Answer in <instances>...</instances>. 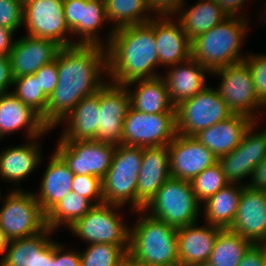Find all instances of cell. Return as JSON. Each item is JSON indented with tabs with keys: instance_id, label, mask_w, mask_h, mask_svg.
<instances>
[{
	"instance_id": "obj_1",
	"label": "cell",
	"mask_w": 266,
	"mask_h": 266,
	"mask_svg": "<svg viewBox=\"0 0 266 266\" xmlns=\"http://www.w3.org/2000/svg\"><path fill=\"white\" fill-rule=\"evenodd\" d=\"M104 46L77 44L58 50V82L41 119L49 129L62 122L82 98L94 94L106 84L104 79L101 80L104 78L102 74H107Z\"/></svg>"
},
{
	"instance_id": "obj_2",
	"label": "cell",
	"mask_w": 266,
	"mask_h": 266,
	"mask_svg": "<svg viewBox=\"0 0 266 266\" xmlns=\"http://www.w3.org/2000/svg\"><path fill=\"white\" fill-rule=\"evenodd\" d=\"M107 36V74L116 85L138 79H152L159 65L154 18L143 24L111 29Z\"/></svg>"
},
{
	"instance_id": "obj_3",
	"label": "cell",
	"mask_w": 266,
	"mask_h": 266,
	"mask_svg": "<svg viewBox=\"0 0 266 266\" xmlns=\"http://www.w3.org/2000/svg\"><path fill=\"white\" fill-rule=\"evenodd\" d=\"M247 22V18L240 15L228 16L191 41V58L210 73L243 62L246 56L239 51L247 31Z\"/></svg>"
},
{
	"instance_id": "obj_4",
	"label": "cell",
	"mask_w": 266,
	"mask_h": 266,
	"mask_svg": "<svg viewBox=\"0 0 266 266\" xmlns=\"http://www.w3.org/2000/svg\"><path fill=\"white\" fill-rule=\"evenodd\" d=\"M130 229L128 262L133 266H169L179 263L177 228L143 215Z\"/></svg>"
},
{
	"instance_id": "obj_5",
	"label": "cell",
	"mask_w": 266,
	"mask_h": 266,
	"mask_svg": "<svg viewBox=\"0 0 266 266\" xmlns=\"http://www.w3.org/2000/svg\"><path fill=\"white\" fill-rule=\"evenodd\" d=\"M142 157L143 147L116 145L111 166L102 179L104 203L124 206L129 202L137 211V182Z\"/></svg>"
},
{
	"instance_id": "obj_6",
	"label": "cell",
	"mask_w": 266,
	"mask_h": 266,
	"mask_svg": "<svg viewBox=\"0 0 266 266\" xmlns=\"http://www.w3.org/2000/svg\"><path fill=\"white\" fill-rule=\"evenodd\" d=\"M149 208L151 217L180 228L197 223L200 202L190 181L170 177L143 211Z\"/></svg>"
},
{
	"instance_id": "obj_7",
	"label": "cell",
	"mask_w": 266,
	"mask_h": 266,
	"mask_svg": "<svg viewBox=\"0 0 266 266\" xmlns=\"http://www.w3.org/2000/svg\"><path fill=\"white\" fill-rule=\"evenodd\" d=\"M0 227L11 241L44 231L46 214L34 193L20 189L8 193L0 209Z\"/></svg>"
},
{
	"instance_id": "obj_8",
	"label": "cell",
	"mask_w": 266,
	"mask_h": 266,
	"mask_svg": "<svg viewBox=\"0 0 266 266\" xmlns=\"http://www.w3.org/2000/svg\"><path fill=\"white\" fill-rule=\"evenodd\" d=\"M175 108L177 133L186 136H195L201 130L233 114L221 98L219 91L209 86L194 97L182 101Z\"/></svg>"
},
{
	"instance_id": "obj_9",
	"label": "cell",
	"mask_w": 266,
	"mask_h": 266,
	"mask_svg": "<svg viewBox=\"0 0 266 266\" xmlns=\"http://www.w3.org/2000/svg\"><path fill=\"white\" fill-rule=\"evenodd\" d=\"M176 134V113L146 114L131 107L124 119L122 144L167 146Z\"/></svg>"
},
{
	"instance_id": "obj_10",
	"label": "cell",
	"mask_w": 266,
	"mask_h": 266,
	"mask_svg": "<svg viewBox=\"0 0 266 266\" xmlns=\"http://www.w3.org/2000/svg\"><path fill=\"white\" fill-rule=\"evenodd\" d=\"M119 205H95L85 216L76 220L69 230L88 244L130 245V229L113 210Z\"/></svg>"
},
{
	"instance_id": "obj_11",
	"label": "cell",
	"mask_w": 266,
	"mask_h": 266,
	"mask_svg": "<svg viewBox=\"0 0 266 266\" xmlns=\"http://www.w3.org/2000/svg\"><path fill=\"white\" fill-rule=\"evenodd\" d=\"M55 152L75 174L97 176L101 180L108 172L115 144L95 140H59Z\"/></svg>"
},
{
	"instance_id": "obj_12",
	"label": "cell",
	"mask_w": 266,
	"mask_h": 266,
	"mask_svg": "<svg viewBox=\"0 0 266 266\" xmlns=\"http://www.w3.org/2000/svg\"><path fill=\"white\" fill-rule=\"evenodd\" d=\"M221 77L217 89L221 98L233 114H242L255 121L254 109L266 106L257 98L250 69L243 61L218 69L212 74Z\"/></svg>"
},
{
	"instance_id": "obj_13",
	"label": "cell",
	"mask_w": 266,
	"mask_h": 266,
	"mask_svg": "<svg viewBox=\"0 0 266 266\" xmlns=\"http://www.w3.org/2000/svg\"><path fill=\"white\" fill-rule=\"evenodd\" d=\"M27 35L55 41L61 47L77 45L65 34L71 33L65 21L63 0H33L23 6Z\"/></svg>"
},
{
	"instance_id": "obj_14",
	"label": "cell",
	"mask_w": 266,
	"mask_h": 266,
	"mask_svg": "<svg viewBox=\"0 0 266 266\" xmlns=\"http://www.w3.org/2000/svg\"><path fill=\"white\" fill-rule=\"evenodd\" d=\"M128 89L109 82L100 89V117L95 141L122 144L124 119L131 108Z\"/></svg>"
},
{
	"instance_id": "obj_15",
	"label": "cell",
	"mask_w": 266,
	"mask_h": 266,
	"mask_svg": "<svg viewBox=\"0 0 266 266\" xmlns=\"http://www.w3.org/2000/svg\"><path fill=\"white\" fill-rule=\"evenodd\" d=\"M170 176L191 181L206 168L218 162V158L194 136L176 134L167 145Z\"/></svg>"
},
{
	"instance_id": "obj_16",
	"label": "cell",
	"mask_w": 266,
	"mask_h": 266,
	"mask_svg": "<svg viewBox=\"0 0 266 266\" xmlns=\"http://www.w3.org/2000/svg\"><path fill=\"white\" fill-rule=\"evenodd\" d=\"M229 229L252 244H266V191L245 184L235 219Z\"/></svg>"
},
{
	"instance_id": "obj_17",
	"label": "cell",
	"mask_w": 266,
	"mask_h": 266,
	"mask_svg": "<svg viewBox=\"0 0 266 266\" xmlns=\"http://www.w3.org/2000/svg\"><path fill=\"white\" fill-rule=\"evenodd\" d=\"M63 8L70 32L80 35L77 44L103 45L96 32L108 21L105 0H63Z\"/></svg>"
},
{
	"instance_id": "obj_18",
	"label": "cell",
	"mask_w": 266,
	"mask_h": 266,
	"mask_svg": "<svg viewBox=\"0 0 266 266\" xmlns=\"http://www.w3.org/2000/svg\"><path fill=\"white\" fill-rule=\"evenodd\" d=\"M170 177L168 147H143L137 182L138 213L144 212L143 209Z\"/></svg>"
},
{
	"instance_id": "obj_19",
	"label": "cell",
	"mask_w": 266,
	"mask_h": 266,
	"mask_svg": "<svg viewBox=\"0 0 266 266\" xmlns=\"http://www.w3.org/2000/svg\"><path fill=\"white\" fill-rule=\"evenodd\" d=\"M60 48L55 41L46 38L27 35L15 40L9 55L13 77L34 74L55 60Z\"/></svg>"
},
{
	"instance_id": "obj_20",
	"label": "cell",
	"mask_w": 266,
	"mask_h": 266,
	"mask_svg": "<svg viewBox=\"0 0 266 266\" xmlns=\"http://www.w3.org/2000/svg\"><path fill=\"white\" fill-rule=\"evenodd\" d=\"M161 17V18H160ZM156 18V19H155ZM154 34L157 44L159 65L174 66L191 58V40L180 23L173 22L169 15H156Z\"/></svg>"
},
{
	"instance_id": "obj_21",
	"label": "cell",
	"mask_w": 266,
	"mask_h": 266,
	"mask_svg": "<svg viewBox=\"0 0 266 266\" xmlns=\"http://www.w3.org/2000/svg\"><path fill=\"white\" fill-rule=\"evenodd\" d=\"M255 121L242 114H232L227 119L201 130L194 137L219 159L235 149L245 131Z\"/></svg>"
},
{
	"instance_id": "obj_22",
	"label": "cell",
	"mask_w": 266,
	"mask_h": 266,
	"mask_svg": "<svg viewBox=\"0 0 266 266\" xmlns=\"http://www.w3.org/2000/svg\"><path fill=\"white\" fill-rule=\"evenodd\" d=\"M27 127L29 139H35L50 129L41 117L13 93L0 94V139L18 129Z\"/></svg>"
},
{
	"instance_id": "obj_23",
	"label": "cell",
	"mask_w": 266,
	"mask_h": 266,
	"mask_svg": "<svg viewBox=\"0 0 266 266\" xmlns=\"http://www.w3.org/2000/svg\"><path fill=\"white\" fill-rule=\"evenodd\" d=\"M206 225L199 227L197 224H191L177 228L179 263L195 266L209 260L218 233L222 229Z\"/></svg>"
},
{
	"instance_id": "obj_24",
	"label": "cell",
	"mask_w": 266,
	"mask_h": 266,
	"mask_svg": "<svg viewBox=\"0 0 266 266\" xmlns=\"http://www.w3.org/2000/svg\"><path fill=\"white\" fill-rule=\"evenodd\" d=\"M204 72L209 73L199 62L190 58L171 67L166 77L163 76L170 100L175 107L207 87Z\"/></svg>"
},
{
	"instance_id": "obj_25",
	"label": "cell",
	"mask_w": 266,
	"mask_h": 266,
	"mask_svg": "<svg viewBox=\"0 0 266 266\" xmlns=\"http://www.w3.org/2000/svg\"><path fill=\"white\" fill-rule=\"evenodd\" d=\"M53 230L48 227L31 237L10 241L9 247L0 266H49L50 262V235Z\"/></svg>"
},
{
	"instance_id": "obj_26",
	"label": "cell",
	"mask_w": 266,
	"mask_h": 266,
	"mask_svg": "<svg viewBox=\"0 0 266 266\" xmlns=\"http://www.w3.org/2000/svg\"><path fill=\"white\" fill-rule=\"evenodd\" d=\"M73 178L74 173L68 165L56 152L53 153L43 175L40 192L38 195L34 193L45 214L72 191Z\"/></svg>"
},
{
	"instance_id": "obj_27",
	"label": "cell",
	"mask_w": 266,
	"mask_h": 266,
	"mask_svg": "<svg viewBox=\"0 0 266 266\" xmlns=\"http://www.w3.org/2000/svg\"><path fill=\"white\" fill-rule=\"evenodd\" d=\"M100 90L84 97L73 110L62 120L68 121L60 140H94L97 134L100 117Z\"/></svg>"
},
{
	"instance_id": "obj_28",
	"label": "cell",
	"mask_w": 266,
	"mask_h": 266,
	"mask_svg": "<svg viewBox=\"0 0 266 266\" xmlns=\"http://www.w3.org/2000/svg\"><path fill=\"white\" fill-rule=\"evenodd\" d=\"M135 83H137V88L134 92L128 90L132 108L146 114L176 113L163 77L138 79L124 86L129 87Z\"/></svg>"
},
{
	"instance_id": "obj_29",
	"label": "cell",
	"mask_w": 266,
	"mask_h": 266,
	"mask_svg": "<svg viewBox=\"0 0 266 266\" xmlns=\"http://www.w3.org/2000/svg\"><path fill=\"white\" fill-rule=\"evenodd\" d=\"M33 142V143H31ZM30 141L27 145L7 148L0 153V176L6 181L23 180L41 162L39 144Z\"/></svg>"
},
{
	"instance_id": "obj_30",
	"label": "cell",
	"mask_w": 266,
	"mask_h": 266,
	"mask_svg": "<svg viewBox=\"0 0 266 266\" xmlns=\"http://www.w3.org/2000/svg\"><path fill=\"white\" fill-rule=\"evenodd\" d=\"M180 13L177 21L191 41L228 17L214 0H201Z\"/></svg>"
},
{
	"instance_id": "obj_31",
	"label": "cell",
	"mask_w": 266,
	"mask_h": 266,
	"mask_svg": "<svg viewBox=\"0 0 266 266\" xmlns=\"http://www.w3.org/2000/svg\"><path fill=\"white\" fill-rule=\"evenodd\" d=\"M235 185L229 183L204 202L207 224L221 229L231 227L238 210L241 191L245 186Z\"/></svg>"
},
{
	"instance_id": "obj_32",
	"label": "cell",
	"mask_w": 266,
	"mask_h": 266,
	"mask_svg": "<svg viewBox=\"0 0 266 266\" xmlns=\"http://www.w3.org/2000/svg\"><path fill=\"white\" fill-rule=\"evenodd\" d=\"M252 243L230 229H222L216 238L209 262L214 266H238Z\"/></svg>"
},
{
	"instance_id": "obj_33",
	"label": "cell",
	"mask_w": 266,
	"mask_h": 266,
	"mask_svg": "<svg viewBox=\"0 0 266 266\" xmlns=\"http://www.w3.org/2000/svg\"><path fill=\"white\" fill-rule=\"evenodd\" d=\"M91 202L75 191H71L46 214V224L51 230H57L59 225L66 224L68 228L78 219L85 216L93 207Z\"/></svg>"
},
{
	"instance_id": "obj_34",
	"label": "cell",
	"mask_w": 266,
	"mask_h": 266,
	"mask_svg": "<svg viewBox=\"0 0 266 266\" xmlns=\"http://www.w3.org/2000/svg\"><path fill=\"white\" fill-rule=\"evenodd\" d=\"M105 8L107 20L115 26L113 29L143 24L153 18L146 14L151 13L146 0H105Z\"/></svg>"
},
{
	"instance_id": "obj_35",
	"label": "cell",
	"mask_w": 266,
	"mask_h": 266,
	"mask_svg": "<svg viewBox=\"0 0 266 266\" xmlns=\"http://www.w3.org/2000/svg\"><path fill=\"white\" fill-rule=\"evenodd\" d=\"M80 253L81 266H125L130 245L94 243Z\"/></svg>"
},
{
	"instance_id": "obj_36",
	"label": "cell",
	"mask_w": 266,
	"mask_h": 266,
	"mask_svg": "<svg viewBox=\"0 0 266 266\" xmlns=\"http://www.w3.org/2000/svg\"><path fill=\"white\" fill-rule=\"evenodd\" d=\"M13 85L16 86L15 90L10 92L34 110L42 119L45 116L49 97L40 89L39 80L35 74L14 78Z\"/></svg>"
},
{
	"instance_id": "obj_37",
	"label": "cell",
	"mask_w": 266,
	"mask_h": 266,
	"mask_svg": "<svg viewBox=\"0 0 266 266\" xmlns=\"http://www.w3.org/2000/svg\"><path fill=\"white\" fill-rule=\"evenodd\" d=\"M218 162L230 184L238 183L247 176L252 178L254 170L248 165L247 135L244 134L240 144L230 153L220 157Z\"/></svg>"
},
{
	"instance_id": "obj_38",
	"label": "cell",
	"mask_w": 266,
	"mask_h": 266,
	"mask_svg": "<svg viewBox=\"0 0 266 266\" xmlns=\"http://www.w3.org/2000/svg\"><path fill=\"white\" fill-rule=\"evenodd\" d=\"M190 183L195 196L201 203L208 200L220 189L225 188L229 184L219 162L206 168L194 177Z\"/></svg>"
},
{
	"instance_id": "obj_39",
	"label": "cell",
	"mask_w": 266,
	"mask_h": 266,
	"mask_svg": "<svg viewBox=\"0 0 266 266\" xmlns=\"http://www.w3.org/2000/svg\"><path fill=\"white\" fill-rule=\"evenodd\" d=\"M72 191L91 202L95 201V205L104 203L102 180L97 176L75 174L72 182Z\"/></svg>"
},
{
	"instance_id": "obj_40",
	"label": "cell",
	"mask_w": 266,
	"mask_h": 266,
	"mask_svg": "<svg viewBox=\"0 0 266 266\" xmlns=\"http://www.w3.org/2000/svg\"><path fill=\"white\" fill-rule=\"evenodd\" d=\"M247 57V58H246ZM243 60L250 69L257 98L266 106V55H247Z\"/></svg>"
},
{
	"instance_id": "obj_41",
	"label": "cell",
	"mask_w": 266,
	"mask_h": 266,
	"mask_svg": "<svg viewBox=\"0 0 266 266\" xmlns=\"http://www.w3.org/2000/svg\"><path fill=\"white\" fill-rule=\"evenodd\" d=\"M256 121L245 131L247 135L248 165L254 170L266 157V128L262 132H252ZM255 126V127H254Z\"/></svg>"
},
{
	"instance_id": "obj_42",
	"label": "cell",
	"mask_w": 266,
	"mask_h": 266,
	"mask_svg": "<svg viewBox=\"0 0 266 266\" xmlns=\"http://www.w3.org/2000/svg\"><path fill=\"white\" fill-rule=\"evenodd\" d=\"M23 25V6L19 0H0V26L16 31Z\"/></svg>"
},
{
	"instance_id": "obj_43",
	"label": "cell",
	"mask_w": 266,
	"mask_h": 266,
	"mask_svg": "<svg viewBox=\"0 0 266 266\" xmlns=\"http://www.w3.org/2000/svg\"><path fill=\"white\" fill-rule=\"evenodd\" d=\"M34 74L39 80L40 89L50 97L58 82L57 54L55 60L44 65Z\"/></svg>"
},
{
	"instance_id": "obj_44",
	"label": "cell",
	"mask_w": 266,
	"mask_h": 266,
	"mask_svg": "<svg viewBox=\"0 0 266 266\" xmlns=\"http://www.w3.org/2000/svg\"><path fill=\"white\" fill-rule=\"evenodd\" d=\"M63 245L50 241L49 266H81L79 252H64Z\"/></svg>"
},
{
	"instance_id": "obj_45",
	"label": "cell",
	"mask_w": 266,
	"mask_h": 266,
	"mask_svg": "<svg viewBox=\"0 0 266 266\" xmlns=\"http://www.w3.org/2000/svg\"><path fill=\"white\" fill-rule=\"evenodd\" d=\"M148 7L151 9L152 14L155 11L156 15H169L170 17L179 13L180 9L183 10L184 0H146ZM176 12V13H175Z\"/></svg>"
},
{
	"instance_id": "obj_46",
	"label": "cell",
	"mask_w": 266,
	"mask_h": 266,
	"mask_svg": "<svg viewBox=\"0 0 266 266\" xmlns=\"http://www.w3.org/2000/svg\"><path fill=\"white\" fill-rule=\"evenodd\" d=\"M238 266H266V244H252Z\"/></svg>"
},
{
	"instance_id": "obj_47",
	"label": "cell",
	"mask_w": 266,
	"mask_h": 266,
	"mask_svg": "<svg viewBox=\"0 0 266 266\" xmlns=\"http://www.w3.org/2000/svg\"><path fill=\"white\" fill-rule=\"evenodd\" d=\"M14 77L12 75L9 56L0 55V94L8 93L9 87L13 85Z\"/></svg>"
},
{
	"instance_id": "obj_48",
	"label": "cell",
	"mask_w": 266,
	"mask_h": 266,
	"mask_svg": "<svg viewBox=\"0 0 266 266\" xmlns=\"http://www.w3.org/2000/svg\"><path fill=\"white\" fill-rule=\"evenodd\" d=\"M253 189L266 191V157L256 166L252 175L251 184H247Z\"/></svg>"
},
{
	"instance_id": "obj_49",
	"label": "cell",
	"mask_w": 266,
	"mask_h": 266,
	"mask_svg": "<svg viewBox=\"0 0 266 266\" xmlns=\"http://www.w3.org/2000/svg\"><path fill=\"white\" fill-rule=\"evenodd\" d=\"M14 31L0 26V55L9 56L15 41L12 39Z\"/></svg>"
},
{
	"instance_id": "obj_50",
	"label": "cell",
	"mask_w": 266,
	"mask_h": 266,
	"mask_svg": "<svg viewBox=\"0 0 266 266\" xmlns=\"http://www.w3.org/2000/svg\"><path fill=\"white\" fill-rule=\"evenodd\" d=\"M228 16H238L239 9L247 0H214Z\"/></svg>"
},
{
	"instance_id": "obj_51",
	"label": "cell",
	"mask_w": 266,
	"mask_h": 266,
	"mask_svg": "<svg viewBox=\"0 0 266 266\" xmlns=\"http://www.w3.org/2000/svg\"><path fill=\"white\" fill-rule=\"evenodd\" d=\"M10 241L11 240L0 227V254H5L7 248L9 247Z\"/></svg>"
},
{
	"instance_id": "obj_52",
	"label": "cell",
	"mask_w": 266,
	"mask_h": 266,
	"mask_svg": "<svg viewBox=\"0 0 266 266\" xmlns=\"http://www.w3.org/2000/svg\"><path fill=\"white\" fill-rule=\"evenodd\" d=\"M195 266H214V265H212L209 261H205V262L199 263Z\"/></svg>"
},
{
	"instance_id": "obj_53",
	"label": "cell",
	"mask_w": 266,
	"mask_h": 266,
	"mask_svg": "<svg viewBox=\"0 0 266 266\" xmlns=\"http://www.w3.org/2000/svg\"><path fill=\"white\" fill-rule=\"evenodd\" d=\"M22 6H25L26 4H28L29 2L33 1V0H19Z\"/></svg>"
},
{
	"instance_id": "obj_54",
	"label": "cell",
	"mask_w": 266,
	"mask_h": 266,
	"mask_svg": "<svg viewBox=\"0 0 266 266\" xmlns=\"http://www.w3.org/2000/svg\"><path fill=\"white\" fill-rule=\"evenodd\" d=\"M169 266H186V265H184V264H181V263H176V264L169 265Z\"/></svg>"
},
{
	"instance_id": "obj_55",
	"label": "cell",
	"mask_w": 266,
	"mask_h": 266,
	"mask_svg": "<svg viewBox=\"0 0 266 266\" xmlns=\"http://www.w3.org/2000/svg\"><path fill=\"white\" fill-rule=\"evenodd\" d=\"M125 266H133V265H131V264L128 262Z\"/></svg>"
}]
</instances>
